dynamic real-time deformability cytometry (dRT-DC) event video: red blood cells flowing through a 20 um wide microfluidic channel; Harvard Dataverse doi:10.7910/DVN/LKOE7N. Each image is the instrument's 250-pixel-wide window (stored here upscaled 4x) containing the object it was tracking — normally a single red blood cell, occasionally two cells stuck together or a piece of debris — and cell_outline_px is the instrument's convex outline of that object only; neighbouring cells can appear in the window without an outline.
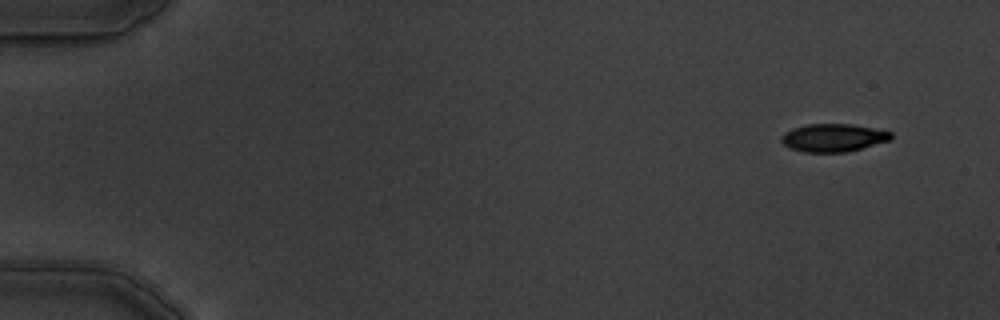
{"species": "common noctule bat (a hibernating species)", "species_latin": "Nyctalus noctula", "temperature_condition": "warm", "stored_images_in_passage": 9, "camera_frame_rate_fps": 3000, "um_per_image_px": 0.085, "animal": {"sex": "male", "body_mass_g": 19.5, "forearm_length_mm": 54.6}, "frame": {"image": 1, "passage_image": 1, "time_ms": 0.0, "image_size_px": [1000, 320], "cell_outline_px": [[892, 136], [888, 140], [848, 152], [804, 152], [788, 148], [780, 140], [780, 136], [784, 132], [792, 128], [808, 124], [852, 124], [892, 132]], "centroid_in_image_um": [70.76, 11.71], "position_along_channel_um": 14.2, "area_um2": 17.8}}
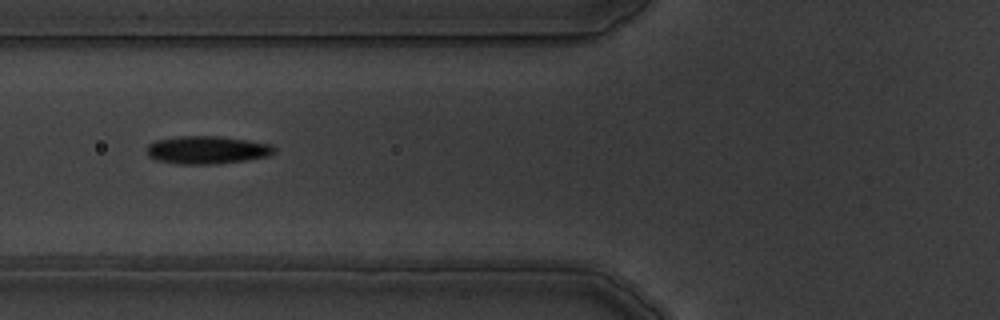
{"frame": {"image": 2, "passage_image": 6, "time_ms": 6.0, "image_size_px": [1000, 320], "cell_outline_px": [[276, 152], [268, 156], [244, 160], [216, 164], [180, 164], [156, 160], [148, 156], [148, 144], [156, 140], [180, 136], [220, 136], [248, 140], [272, 144], [276, 148]], "centroid_in_image_um": [17.63, 12.74], "position_along_channel_um": 108.2, "area_um2": 20.75}}
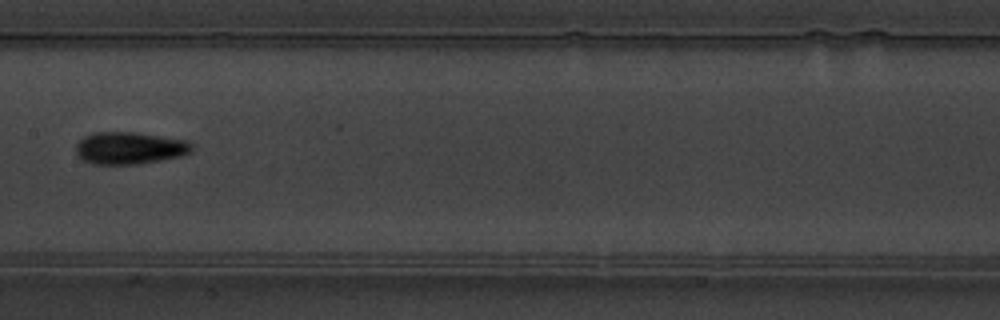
{"frame": {"image": 3, "passage_image": 8, "time_ms": 8.333, "image_size_px": [1000, 320], "cell_outline_px": [[192, 152], [180, 156], [136, 164], [92, 164], [84, 160], [76, 152], [76, 144], [84, 136], [92, 132], [136, 132], [188, 140], [192, 144]], "centroid_in_image_um": [11.02, 12.57], "position_along_channel_um": 196.4, "area_um2": 21.73}}